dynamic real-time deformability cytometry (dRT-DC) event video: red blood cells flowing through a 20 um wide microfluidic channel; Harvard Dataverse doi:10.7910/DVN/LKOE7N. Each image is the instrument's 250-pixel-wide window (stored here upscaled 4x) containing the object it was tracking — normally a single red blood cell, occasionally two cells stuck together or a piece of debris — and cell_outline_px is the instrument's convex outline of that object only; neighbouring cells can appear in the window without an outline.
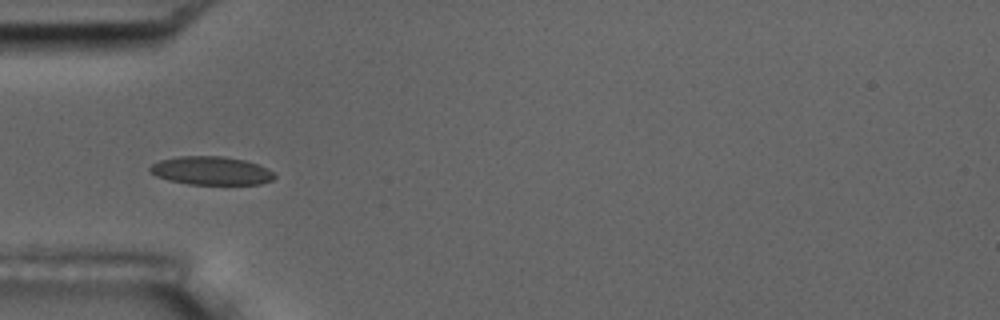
{"species": "common noctule bat (a hibernating species)", "species_latin": "Nyctalus noctula", "temperature_condition": "room temperature", "stored_images_in_passage": 9, "camera_frame_rate_fps": 3000, "um_per_image_px": 0.085, "animal": {"sex": "male", "body_mass_g": 17.5, "forearm_length_mm": 52.3}, "frame": {"image": 1, "passage_image": 6, "time_ms": 5.667, "image_size_px": [1000, 320], "cell_outline_px": [[276, 176], [272, 180], [260, 184], [188, 184], [168, 180], [156, 176], [148, 168], [152, 164], [160, 160], [180, 156], [224, 156], [244, 160], [268, 168]], "centroid_in_image_um": [17.95, 14.51], "position_along_channel_um": 67.1, "area_um2": 20.52}}
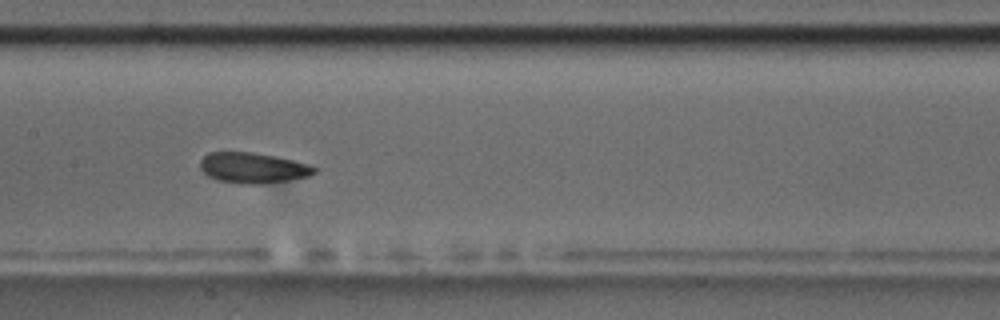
{"frame": {"image": 2, "passage_image": 9, "time_ms": 9.0, "image_size_px": [1000, 320], "cell_outline_px": [[316, 172], [308, 176], [264, 184], [244, 184], [216, 180], [208, 176], [200, 168], [200, 160], [208, 152], [252, 152], [312, 164], [316, 168]], "centroid_in_image_um": [21.48, 14.27], "position_along_channel_um": 185.9, "area_um2": 20.29}}